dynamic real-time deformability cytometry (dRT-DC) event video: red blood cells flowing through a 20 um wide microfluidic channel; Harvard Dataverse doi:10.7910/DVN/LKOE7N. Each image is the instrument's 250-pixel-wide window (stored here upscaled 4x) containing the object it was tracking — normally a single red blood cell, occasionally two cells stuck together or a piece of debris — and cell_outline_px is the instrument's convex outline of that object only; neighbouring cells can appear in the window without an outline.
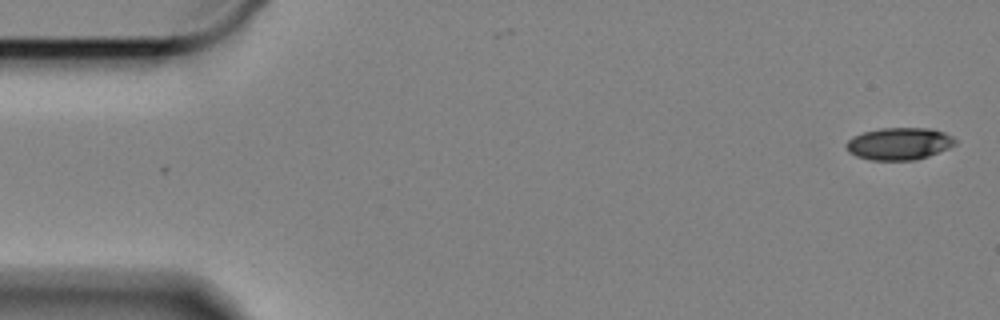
{"species": "Egyptian fruit bat (a non-hibernating species)", "species_latin": "Rousettus aegyptiacus", "temperature_condition": "cold", "stored_images_in_passage": 2, "camera_frame_rate_fps": 3000, "um_per_image_px": 0.085, "animal": {"sex": "female"}, "frame": {"image": 1, "passage_image": 1, "time_ms": 0.0, "image_size_px": [1000, 320], "cell_outline_px": [[956, 144], [948, 148], [928, 156], [916, 160], [868, 160], [856, 156], [848, 152], [844, 144], [852, 136], [864, 132], [880, 128], [928, 128], [944, 132], [952, 136], [956, 140]], "centroid_in_image_um": [76.39, 12.22], "position_along_channel_um": 8.6, "area_um2": 20.58}}